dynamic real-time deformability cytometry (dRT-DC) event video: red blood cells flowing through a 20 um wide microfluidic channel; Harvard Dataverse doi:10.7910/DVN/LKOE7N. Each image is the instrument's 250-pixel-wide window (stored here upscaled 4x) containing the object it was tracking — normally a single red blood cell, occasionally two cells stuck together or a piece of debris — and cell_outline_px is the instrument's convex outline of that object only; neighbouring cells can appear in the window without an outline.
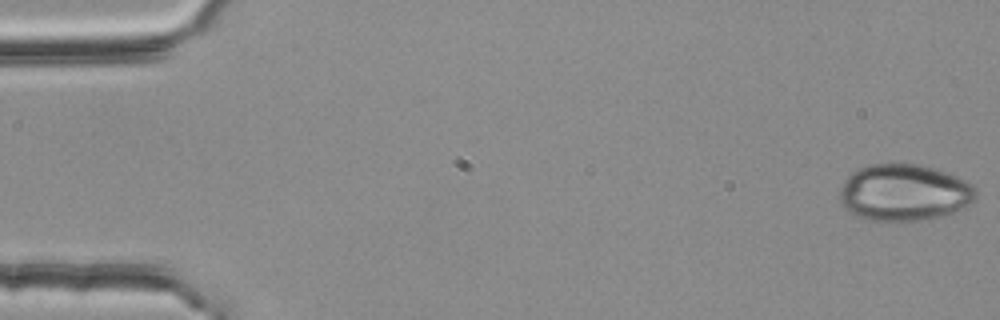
{"species": "common noctule bat (a hibernating species)", "species_latin": "Nyctalus noctula", "temperature_condition": "room temperature", "stored_images_in_passage": 4, "camera_frame_rate_fps": 3000, "um_per_image_px": 0.085, "animal": {"sex": "female", "body_mass_g": 25.1}, "frame": {"image": 1, "passage_image": 1, "time_ms": 0.0, "image_size_px": [1000, 320], "cell_outline_px": [[976, 196], [964, 208], [952, 212], [936, 216], [900, 224], [884, 224], [864, 220], [848, 212], [840, 204], [840, 188], [844, 180], [852, 172], [860, 168], [872, 164], [920, 164], [956, 176], [972, 184], [976, 188]], "centroid_in_image_um": [76.78, 16.42], "position_along_channel_um": 8.2, "area_um2": 45.66}}